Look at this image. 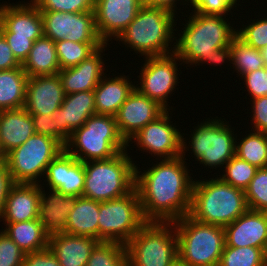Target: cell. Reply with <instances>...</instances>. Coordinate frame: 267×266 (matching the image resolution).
<instances>
[{
    "label": "cell",
    "mask_w": 267,
    "mask_h": 266,
    "mask_svg": "<svg viewBox=\"0 0 267 266\" xmlns=\"http://www.w3.org/2000/svg\"><path fill=\"white\" fill-rule=\"evenodd\" d=\"M154 162L143 171L140 165L135 166V188L143 218L146 222L177 221L190 211L193 170L181 156Z\"/></svg>",
    "instance_id": "obj_1"
},
{
    "label": "cell",
    "mask_w": 267,
    "mask_h": 266,
    "mask_svg": "<svg viewBox=\"0 0 267 266\" xmlns=\"http://www.w3.org/2000/svg\"><path fill=\"white\" fill-rule=\"evenodd\" d=\"M189 14L186 15L189 20L184 18L186 24H178L183 31L176 28L174 53L186 68L195 69L217 48L229 46L237 36V28L229 21L234 20L230 16L204 15L195 11Z\"/></svg>",
    "instance_id": "obj_2"
},
{
    "label": "cell",
    "mask_w": 267,
    "mask_h": 266,
    "mask_svg": "<svg viewBox=\"0 0 267 266\" xmlns=\"http://www.w3.org/2000/svg\"><path fill=\"white\" fill-rule=\"evenodd\" d=\"M178 15L162 7L143 4L115 41L125 45V49H132L129 52L134 51L139 58L171 54L175 51L176 21L181 20Z\"/></svg>",
    "instance_id": "obj_3"
},
{
    "label": "cell",
    "mask_w": 267,
    "mask_h": 266,
    "mask_svg": "<svg viewBox=\"0 0 267 266\" xmlns=\"http://www.w3.org/2000/svg\"><path fill=\"white\" fill-rule=\"evenodd\" d=\"M199 178L194 179L192 187L188 214L191 218L225 227L248 210L244 190L231 186L217 175Z\"/></svg>",
    "instance_id": "obj_4"
},
{
    "label": "cell",
    "mask_w": 267,
    "mask_h": 266,
    "mask_svg": "<svg viewBox=\"0 0 267 266\" xmlns=\"http://www.w3.org/2000/svg\"><path fill=\"white\" fill-rule=\"evenodd\" d=\"M202 121L193 126L191 134L182 132L181 157L188 160L185 153L190 151L189 154L192 153V158L197 161L194 164H201L204 169L210 168V173L211 169L219 168L217 172L220 170L222 173L225 164L235 156L236 127H232L231 121L229 123L227 119L218 116L207 117Z\"/></svg>",
    "instance_id": "obj_5"
},
{
    "label": "cell",
    "mask_w": 267,
    "mask_h": 266,
    "mask_svg": "<svg viewBox=\"0 0 267 266\" xmlns=\"http://www.w3.org/2000/svg\"><path fill=\"white\" fill-rule=\"evenodd\" d=\"M128 152L131 153L125 150L109 159L85 162L82 197L102 202L129 194L135 188L137 160Z\"/></svg>",
    "instance_id": "obj_6"
},
{
    "label": "cell",
    "mask_w": 267,
    "mask_h": 266,
    "mask_svg": "<svg viewBox=\"0 0 267 266\" xmlns=\"http://www.w3.org/2000/svg\"><path fill=\"white\" fill-rule=\"evenodd\" d=\"M65 150L83 163L112 158L128 150L121 136L115 116L95 114L73 131Z\"/></svg>",
    "instance_id": "obj_7"
},
{
    "label": "cell",
    "mask_w": 267,
    "mask_h": 266,
    "mask_svg": "<svg viewBox=\"0 0 267 266\" xmlns=\"http://www.w3.org/2000/svg\"><path fill=\"white\" fill-rule=\"evenodd\" d=\"M178 256L190 266H218L225 247L223 226L206 224L186 215L173 222Z\"/></svg>",
    "instance_id": "obj_8"
},
{
    "label": "cell",
    "mask_w": 267,
    "mask_h": 266,
    "mask_svg": "<svg viewBox=\"0 0 267 266\" xmlns=\"http://www.w3.org/2000/svg\"><path fill=\"white\" fill-rule=\"evenodd\" d=\"M129 266H169L178 256L173 222H146L126 244Z\"/></svg>",
    "instance_id": "obj_9"
},
{
    "label": "cell",
    "mask_w": 267,
    "mask_h": 266,
    "mask_svg": "<svg viewBox=\"0 0 267 266\" xmlns=\"http://www.w3.org/2000/svg\"><path fill=\"white\" fill-rule=\"evenodd\" d=\"M63 150L65 147L50 136L32 135L21 146L5 155V162L13 182L40 184L47 166Z\"/></svg>",
    "instance_id": "obj_10"
},
{
    "label": "cell",
    "mask_w": 267,
    "mask_h": 266,
    "mask_svg": "<svg viewBox=\"0 0 267 266\" xmlns=\"http://www.w3.org/2000/svg\"><path fill=\"white\" fill-rule=\"evenodd\" d=\"M145 223L136 188L120 198L99 202V241L126 245Z\"/></svg>",
    "instance_id": "obj_11"
},
{
    "label": "cell",
    "mask_w": 267,
    "mask_h": 266,
    "mask_svg": "<svg viewBox=\"0 0 267 266\" xmlns=\"http://www.w3.org/2000/svg\"><path fill=\"white\" fill-rule=\"evenodd\" d=\"M143 60L144 63L141 69L139 68L140 73L137 76L139 79L138 81L135 79V83L139 82L135 88L148 98L157 101L166 110H176L169 106L168 101L172 99L173 92L179 89L176 86H179L178 80H181L179 76L182 71L178 66L184 64L174 52L163 56L145 57Z\"/></svg>",
    "instance_id": "obj_12"
},
{
    "label": "cell",
    "mask_w": 267,
    "mask_h": 266,
    "mask_svg": "<svg viewBox=\"0 0 267 266\" xmlns=\"http://www.w3.org/2000/svg\"><path fill=\"white\" fill-rule=\"evenodd\" d=\"M170 112V113H169ZM173 110H166L153 122L148 123L138 133H136L127 143L129 150L131 144L135 143L137 150L146 152L153 156V160L172 159L181 156L182 129L173 124ZM179 127V128H178ZM130 143V144H129ZM156 158H155V157ZM155 158V159H154Z\"/></svg>",
    "instance_id": "obj_13"
},
{
    "label": "cell",
    "mask_w": 267,
    "mask_h": 266,
    "mask_svg": "<svg viewBox=\"0 0 267 266\" xmlns=\"http://www.w3.org/2000/svg\"><path fill=\"white\" fill-rule=\"evenodd\" d=\"M43 19L44 35L54 42L61 40L83 42H104L96 28L94 11L58 12L40 11Z\"/></svg>",
    "instance_id": "obj_14"
},
{
    "label": "cell",
    "mask_w": 267,
    "mask_h": 266,
    "mask_svg": "<svg viewBox=\"0 0 267 266\" xmlns=\"http://www.w3.org/2000/svg\"><path fill=\"white\" fill-rule=\"evenodd\" d=\"M142 5L143 0H94L96 28L104 43H113L134 20Z\"/></svg>",
    "instance_id": "obj_15"
},
{
    "label": "cell",
    "mask_w": 267,
    "mask_h": 266,
    "mask_svg": "<svg viewBox=\"0 0 267 266\" xmlns=\"http://www.w3.org/2000/svg\"><path fill=\"white\" fill-rule=\"evenodd\" d=\"M166 109L136 88L119 108L115 119L121 136L128 142L148 123L156 120Z\"/></svg>",
    "instance_id": "obj_16"
},
{
    "label": "cell",
    "mask_w": 267,
    "mask_h": 266,
    "mask_svg": "<svg viewBox=\"0 0 267 266\" xmlns=\"http://www.w3.org/2000/svg\"><path fill=\"white\" fill-rule=\"evenodd\" d=\"M2 3L1 33H13V37H29L33 42L44 35L41 12L31 0H22L16 4L7 1Z\"/></svg>",
    "instance_id": "obj_17"
},
{
    "label": "cell",
    "mask_w": 267,
    "mask_h": 266,
    "mask_svg": "<svg viewBox=\"0 0 267 266\" xmlns=\"http://www.w3.org/2000/svg\"><path fill=\"white\" fill-rule=\"evenodd\" d=\"M42 180V187L58 190L67 196L81 197L85 182L84 163L63 150L47 166Z\"/></svg>",
    "instance_id": "obj_18"
},
{
    "label": "cell",
    "mask_w": 267,
    "mask_h": 266,
    "mask_svg": "<svg viewBox=\"0 0 267 266\" xmlns=\"http://www.w3.org/2000/svg\"><path fill=\"white\" fill-rule=\"evenodd\" d=\"M109 44L111 43H105L101 47L97 48L77 66L59 71L58 74L61 78L66 95L82 91H90L96 88L99 81L108 72V67L110 66L108 65L106 68L105 65L108 63L105 62L108 60L104 57L108 54L105 53V51L108 46L110 47ZM105 70H107V72Z\"/></svg>",
    "instance_id": "obj_19"
},
{
    "label": "cell",
    "mask_w": 267,
    "mask_h": 266,
    "mask_svg": "<svg viewBox=\"0 0 267 266\" xmlns=\"http://www.w3.org/2000/svg\"><path fill=\"white\" fill-rule=\"evenodd\" d=\"M95 114L94 90L65 95L60 108L52 114L58 125V141L65 147L73 131Z\"/></svg>",
    "instance_id": "obj_20"
},
{
    "label": "cell",
    "mask_w": 267,
    "mask_h": 266,
    "mask_svg": "<svg viewBox=\"0 0 267 266\" xmlns=\"http://www.w3.org/2000/svg\"><path fill=\"white\" fill-rule=\"evenodd\" d=\"M65 95L59 74L28 77L24 108L31 115H52Z\"/></svg>",
    "instance_id": "obj_21"
},
{
    "label": "cell",
    "mask_w": 267,
    "mask_h": 266,
    "mask_svg": "<svg viewBox=\"0 0 267 266\" xmlns=\"http://www.w3.org/2000/svg\"><path fill=\"white\" fill-rule=\"evenodd\" d=\"M225 246L263 248L267 239V212L248 209L224 227Z\"/></svg>",
    "instance_id": "obj_22"
},
{
    "label": "cell",
    "mask_w": 267,
    "mask_h": 266,
    "mask_svg": "<svg viewBox=\"0 0 267 266\" xmlns=\"http://www.w3.org/2000/svg\"><path fill=\"white\" fill-rule=\"evenodd\" d=\"M40 184L15 183L9 190L0 220L17 223L38 219Z\"/></svg>",
    "instance_id": "obj_23"
},
{
    "label": "cell",
    "mask_w": 267,
    "mask_h": 266,
    "mask_svg": "<svg viewBox=\"0 0 267 266\" xmlns=\"http://www.w3.org/2000/svg\"><path fill=\"white\" fill-rule=\"evenodd\" d=\"M77 198L54 189L46 188L45 191L41 185L38 219L49 236L65 233L69 213L74 208Z\"/></svg>",
    "instance_id": "obj_24"
},
{
    "label": "cell",
    "mask_w": 267,
    "mask_h": 266,
    "mask_svg": "<svg viewBox=\"0 0 267 266\" xmlns=\"http://www.w3.org/2000/svg\"><path fill=\"white\" fill-rule=\"evenodd\" d=\"M112 75L114 77L111 78L110 73L106 74L94 89L96 114L115 116L135 88V81L130 80L133 76L130 78L123 73L117 76L112 73Z\"/></svg>",
    "instance_id": "obj_25"
},
{
    "label": "cell",
    "mask_w": 267,
    "mask_h": 266,
    "mask_svg": "<svg viewBox=\"0 0 267 266\" xmlns=\"http://www.w3.org/2000/svg\"><path fill=\"white\" fill-rule=\"evenodd\" d=\"M98 239L67 233L49 236L48 248L57 257L61 266H86Z\"/></svg>",
    "instance_id": "obj_26"
},
{
    "label": "cell",
    "mask_w": 267,
    "mask_h": 266,
    "mask_svg": "<svg viewBox=\"0 0 267 266\" xmlns=\"http://www.w3.org/2000/svg\"><path fill=\"white\" fill-rule=\"evenodd\" d=\"M34 134L31 114L25 108L0 111V145L5 155Z\"/></svg>",
    "instance_id": "obj_27"
},
{
    "label": "cell",
    "mask_w": 267,
    "mask_h": 266,
    "mask_svg": "<svg viewBox=\"0 0 267 266\" xmlns=\"http://www.w3.org/2000/svg\"><path fill=\"white\" fill-rule=\"evenodd\" d=\"M22 68L28 77L54 75L60 71L55 42L45 35L37 39Z\"/></svg>",
    "instance_id": "obj_28"
},
{
    "label": "cell",
    "mask_w": 267,
    "mask_h": 266,
    "mask_svg": "<svg viewBox=\"0 0 267 266\" xmlns=\"http://www.w3.org/2000/svg\"><path fill=\"white\" fill-rule=\"evenodd\" d=\"M99 201L78 197L70 211L65 233L98 239Z\"/></svg>",
    "instance_id": "obj_29"
},
{
    "label": "cell",
    "mask_w": 267,
    "mask_h": 266,
    "mask_svg": "<svg viewBox=\"0 0 267 266\" xmlns=\"http://www.w3.org/2000/svg\"><path fill=\"white\" fill-rule=\"evenodd\" d=\"M2 231L11 238L25 253L36 252L48 248L49 235L39 219L2 223Z\"/></svg>",
    "instance_id": "obj_30"
},
{
    "label": "cell",
    "mask_w": 267,
    "mask_h": 266,
    "mask_svg": "<svg viewBox=\"0 0 267 266\" xmlns=\"http://www.w3.org/2000/svg\"><path fill=\"white\" fill-rule=\"evenodd\" d=\"M27 81L22 65L0 71V111L24 108Z\"/></svg>",
    "instance_id": "obj_31"
},
{
    "label": "cell",
    "mask_w": 267,
    "mask_h": 266,
    "mask_svg": "<svg viewBox=\"0 0 267 266\" xmlns=\"http://www.w3.org/2000/svg\"><path fill=\"white\" fill-rule=\"evenodd\" d=\"M240 133L241 135L237 134L236 136L235 155L247 161L249 164L255 166L258 169L266 168L267 167V134L254 131L252 129L249 131H246L245 135L242 132Z\"/></svg>",
    "instance_id": "obj_32"
},
{
    "label": "cell",
    "mask_w": 267,
    "mask_h": 266,
    "mask_svg": "<svg viewBox=\"0 0 267 266\" xmlns=\"http://www.w3.org/2000/svg\"><path fill=\"white\" fill-rule=\"evenodd\" d=\"M229 46L231 51L232 65L229 64L230 68L228 70L231 68L234 69L233 71L238 73L236 74L238 75L236 76L237 78H241L244 74L251 71H256L263 68L264 58L261 50L253 48L238 36L233 39Z\"/></svg>",
    "instance_id": "obj_33"
},
{
    "label": "cell",
    "mask_w": 267,
    "mask_h": 266,
    "mask_svg": "<svg viewBox=\"0 0 267 266\" xmlns=\"http://www.w3.org/2000/svg\"><path fill=\"white\" fill-rule=\"evenodd\" d=\"M104 42L78 43L66 39L55 42L56 54L60 70L77 66L81 61L91 55Z\"/></svg>",
    "instance_id": "obj_34"
},
{
    "label": "cell",
    "mask_w": 267,
    "mask_h": 266,
    "mask_svg": "<svg viewBox=\"0 0 267 266\" xmlns=\"http://www.w3.org/2000/svg\"><path fill=\"white\" fill-rule=\"evenodd\" d=\"M86 266H129L126 245L100 241L92 250Z\"/></svg>",
    "instance_id": "obj_35"
},
{
    "label": "cell",
    "mask_w": 267,
    "mask_h": 266,
    "mask_svg": "<svg viewBox=\"0 0 267 266\" xmlns=\"http://www.w3.org/2000/svg\"><path fill=\"white\" fill-rule=\"evenodd\" d=\"M258 168L249 164L247 161L234 156L225 164L223 173L217 174L224 182L235 188H240L245 191L249 183L253 179Z\"/></svg>",
    "instance_id": "obj_36"
},
{
    "label": "cell",
    "mask_w": 267,
    "mask_h": 266,
    "mask_svg": "<svg viewBox=\"0 0 267 266\" xmlns=\"http://www.w3.org/2000/svg\"><path fill=\"white\" fill-rule=\"evenodd\" d=\"M262 249L225 246L218 266H264Z\"/></svg>",
    "instance_id": "obj_37"
},
{
    "label": "cell",
    "mask_w": 267,
    "mask_h": 266,
    "mask_svg": "<svg viewBox=\"0 0 267 266\" xmlns=\"http://www.w3.org/2000/svg\"><path fill=\"white\" fill-rule=\"evenodd\" d=\"M256 13H258V15L254 14V16H256V18L258 16V19H252L251 17L250 20L252 21L247 20V23L241 21V17H244V15L239 16L240 21L238 22L240 25L242 23V27L238 28L239 26L236 25L237 36L253 48L262 50L267 45V16H265L267 13L263 15L264 18L260 14V11ZM259 16L262 17L260 18ZM243 23H245V25Z\"/></svg>",
    "instance_id": "obj_38"
},
{
    "label": "cell",
    "mask_w": 267,
    "mask_h": 266,
    "mask_svg": "<svg viewBox=\"0 0 267 266\" xmlns=\"http://www.w3.org/2000/svg\"><path fill=\"white\" fill-rule=\"evenodd\" d=\"M244 192L248 209L267 212V167L257 169Z\"/></svg>",
    "instance_id": "obj_39"
},
{
    "label": "cell",
    "mask_w": 267,
    "mask_h": 266,
    "mask_svg": "<svg viewBox=\"0 0 267 266\" xmlns=\"http://www.w3.org/2000/svg\"><path fill=\"white\" fill-rule=\"evenodd\" d=\"M243 1L245 0H242V3ZM239 2L241 3L240 0H191L189 7L190 9L192 7L191 11L204 15L230 16L231 14V17H234L233 14H236L234 10H238L239 5L242 6Z\"/></svg>",
    "instance_id": "obj_40"
},
{
    "label": "cell",
    "mask_w": 267,
    "mask_h": 266,
    "mask_svg": "<svg viewBox=\"0 0 267 266\" xmlns=\"http://www.w3.org/2000/svg\"><path fill=\"white\" fill-rule=\"evenodd\" d=\"M40 11L88 12L94 11V0H31Z\"/></svg>",
    "instance_id": "obj_41"
},
{
    "label": "cell",
    "mask_w": 267,
    "mask_h": 266,
    "mask_svg": "<svg viewBox=\"0 0 267 266\" xmlns=\"http://www.w3.org/2000/svg\"><path fill=\"white\" fill-rule=\"evenodd\" d=\"M25 252L0 230V266H23Z\"/></svg>",
    "instance_id": "obj_42"
},
{
    "label": "cell",
    "mask_w": 267,
    "mask_h": 266,
    "mask_svg": "<svg viewBox=\"0 0 267 266\" xmlns=\"http://www.w3.org/2000/svg\"><path fill=\"white\" fill-rule=\"evenodd\" d=\"M241 80L246 86V95L250 97L248 100L267 96V75L263 68L244 74Z\"/></svg>",
    "instance_id": "obj_43"
},
{
    "label": "cell",
    "mask_w": 267,
    "mask_h": 266,
    "mask_svg": "<svg viewBox=\"0 0 267 266\" xmlns=\"http://www.w3.org/2000/svg\"><path fill=\"white\" fill-rule=\"evenodd\" d=\"M251 107H247L245 110H250L251 112H246L245 114H251L250 127L254 131L267 134V96H262L256 99H251ZM249 108V109H248ZM252 121V122H251ZM253 125V126H252Z\"/></svg>",
    "instance_id": "obj_44"
},
{
    "label": "cell",
    "mask_w": 267,
    "mask_h": 266,
    "mask_svg": "<svg viewBox=\"0 0 267 266\" xmlns=\"http://www.w3.org/2000/svg\"><path fill=\"white\" fill-rule=\"evenodd\" d=\"M9 44L14 57L22 65L27 59L33 45L29 37H13V33H1Z\"/></svg>",
    "instance_id": "obj_45"
},
{
    "label": "cell",
    "mask_w": 267,
    "mask_h": 266,
    "mask_svg": "<svg viewBox=\"0 0 267 266\" xmlns=\"http://www.w3.org/2000/svg\"><path fill=\"white\" fill-rule=\"evenodd\" d=\"M23 266H61L49 248L26 253Z\"/></svg>",
    "instance_id": "obj_46"
},
{
    "label": "cell",
    "mask_w": 267,
    "mask_h": 266,
    "mask_svg": "<svg viewBox=\"0 0 267 266\" xmlns=\"http://www.w3.org/2000/svg\"><path fill=\"white\" fill-rule=\"evenodd\" d=\"M35 134L47 135L58 141V125L52 120V115H31Z\"/></svg>",
    "instance_id": "obj_47"
},
{
    "label": "cell",
    "mask_w": 267,
    "mask_h": 266,
    "mask_svg": "<svg viewBox=\"0 0 267 266\" xmlns=\"http://www.w3.org/2000/svg\"><path fill=\"white\" fill-rule=\"evenodd\" d=\"M20 66L21 64L14 57L5 37L0 34V71L15 69Z\"/></svg>",
    "instance_id": "obj_48"
},
{
    "label": "cell",
    "mask_w": 267,
    "mask_h": 266,
    "mask_svg": "<svg viewBox=\"0 0 267 266\" xmlns=\"http://www.w3.org/2000/svg\"><path fill=\"white\" fill-rule=\"evenodd\" d=\"M6 162L0 164V218L10 188L14 185Z\"/></svg>",
    "instance_id": "obj_49"
},
{
    "label": "cell",
    "mask_w": 267,
    "mask_h": 266,
    "mask_svg": "<svg viewBox=\"0 0 267 266\" xmlns=\"http://www.w3.org/2000/svg\"><path fill=\"white\" fill-rule=\"evenodd\" d=\"M207 62V63H206ZM227 62L231 63L232 59H231V51H230V46H226V47H221V48H217L215 51H213V54H211L210 56L206 57L201 64L199 65L202 66V64L206 63L210 66L216 67L219 66L221 67V65H225ZM223 63V64H222ZM214 64V65H213Z\"/></svg>",
    "instance_id": "obj_50"
},
{
    "label": "cell",
    "mask_w": 267,
    "mask_h": 266,
    "mask_svg": "<svg viewBox=\"0 0 267 266\" xmlns=\"http://www.w3.org/2000/svg\"><path fill=\"white\" fill-rule=\"evenodd\" d=\"M185 2V3H184ZM191 2V0H143V4L147 5V6H151V7H162L165 9H168L169 11L175 13H179L181 12L180 9H178V5L177 3L181 6H188L190 5L189 3ZM179 10V12L177 11Z\"/></svg>",
    "instance_id": "obj_51"
},
{
    "label": "cell",
    "mask_w": 267,
    "mask_h": 266,
    "mask_svg": "<svg viewBox=\"0 0 267 266\" xmlns=\"http://www.w3.org/2000/svg\"><path fill=\"white\" fill-rule=\"evenodd\" d=\"M169 266H190L184 260H182L179 256L169 265Z\"/></svg>",
    "instance_id": "obj_52"
},
{
    "label": "cell",
    "mask_w": 267,
    "mask_h": 266,
    "mask_svg": "<svg viewBox=\"0 0 267 266\" xmlns=\"http://www.w3.org/2000/svg\"><path fill=\"white\" fill-rule=\"evenodd\" d=\"M263 260H264V264L267 266V239L265 241V244L263 246Z\"/></svg>",
    "instance_id": "obj_53"
},
{
    "label": "cell",
    "mask_w": 267,
    "mask_h": 266,
    "mask_svg": "<svg viewBox=\"0 0 267 266\" xmlns=\"http://www.w3.org/2000/svg\"><path fill=\"white\" fill-rule=\"evenodd\" d=\"M264 62H267V45L261 50Z\"/></svg>",
    "instance_id": "obj_54"
},
{
    "label": "cell",
    "mask_w": 267,
    "mask_h": 266,
    "mask_svg": "<svg viewBox=\"0 0 267 266\" xmlns=\"http://www.w3.org/2000/svg\"><path fill=\"white\" fill-rule=\"evenodd\" d=\"M5 162V154L2 151L1 145H0V164Z\"/></svg>",
    "instance_id": "obj_55"
},
{
    "label": "cell",
    "mask_w": 267,
    "mask_h": 266,
    "mask_svg": "<svg viewBox=\"0 0 267 266\" xmlns=\"http://www.w3.org/2000/svg\"><path fill=\"white\" fill-rule=\"evenodd\" d=\"M263 69H264V71H265V74L267 75V62H264Z\"/></svg>",
    "instance_id": "obj_56"
}]
</instances>
